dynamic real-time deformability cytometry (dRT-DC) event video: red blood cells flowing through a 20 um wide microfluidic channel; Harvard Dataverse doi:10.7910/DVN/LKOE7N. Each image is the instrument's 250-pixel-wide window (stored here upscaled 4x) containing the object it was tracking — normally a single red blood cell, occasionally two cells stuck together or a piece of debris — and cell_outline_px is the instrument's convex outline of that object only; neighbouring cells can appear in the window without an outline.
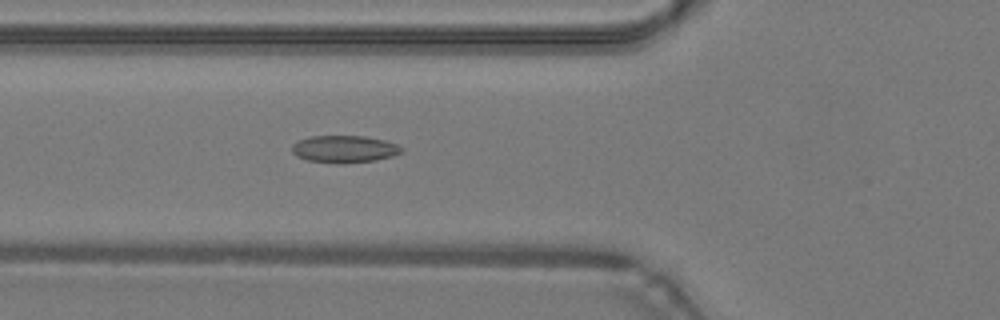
{"species": "common noctule bat (a hibernating species)", "species_latin": "Nyctalus noctula", "temperature_condition": "warm", "stored_images_in_passage": 47, "camera_frame_rate_fps": 3000, "um_per_image_px": 0.085, "animal": {"sex": "male", "body_mass_g": 19.2, "forearm_length_mm": 51.8}, "frame": {"image": 1, "passage_image": 17, "time_ms": 5.333, "image_size_px": [1000, 320], "cell_outline_px": [[404, 148], [400, 152], [392, 156], [376, 160], [340, 164], [308, 160], [296, 156], [292, 152], [292, 144], [300, 140], [312, 136], [364, 136], [384, 140], [396, 144]], "centroid_in_image_um": [29.26, 12.67], "position_along_channel_um": 96.5, "area_um2": 17.28}}
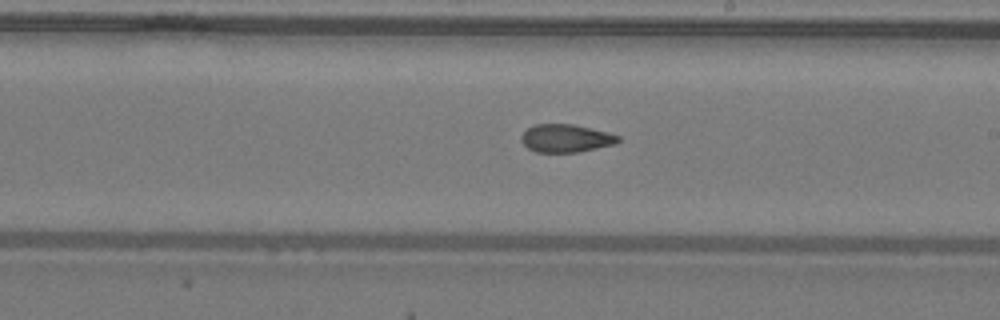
{"frame": {"image": 2, "passage_image": 27, "time_ms": 8.667, "image_size_px": [1000, 320], "cell_outline_px": [[620, 140], [616, 144], [580, 152], [536, 152], [528, 148], [520, 140], [520, 136], [528, 128], [536, 124], [572, 124], [608, 132], [620, 136]], "centroid_in_image_um": [48.11, 11.76], "position_along_channel_um": 240.9, "area_um2": 15.84}}
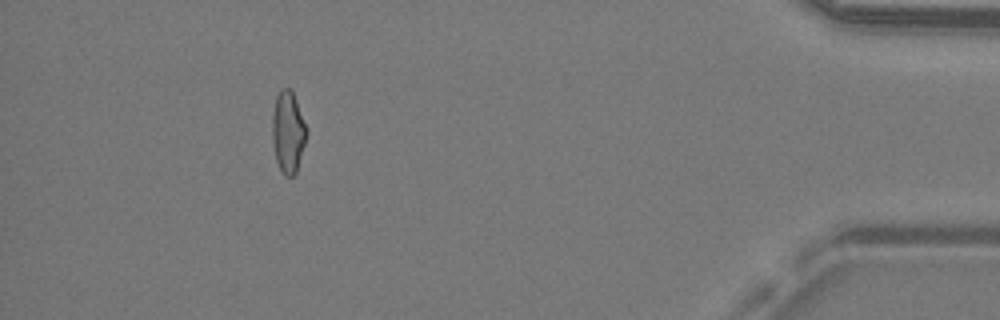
{"frame": {"image": 3, "passage_image": 43, "time_ms": 14.0, "image_size_px": [1000, 320], "cell_outline_px": [[308, 132], [296, 172], [292, 176], [284, 176], [276, 160], [272, 140], [272, 112], [276, 96], [280, 88], [292, 88], [308, 128]], "centroid_in_image_um": [24.49, 11.16], "position_along_channel_um": 410.7, "area_um2": 16.65}, "authors_computed_cell_mechanics": {"area_um2": 16.8198, "velocity_mm_per_s": 4.3119, "shape_relaxation_time_tau1_ms": null, "shape_relaxation_time_tau2_ms": 2.0759, "deformation_change_tau1": null, "deformation_change_tau2": 0.0819}}